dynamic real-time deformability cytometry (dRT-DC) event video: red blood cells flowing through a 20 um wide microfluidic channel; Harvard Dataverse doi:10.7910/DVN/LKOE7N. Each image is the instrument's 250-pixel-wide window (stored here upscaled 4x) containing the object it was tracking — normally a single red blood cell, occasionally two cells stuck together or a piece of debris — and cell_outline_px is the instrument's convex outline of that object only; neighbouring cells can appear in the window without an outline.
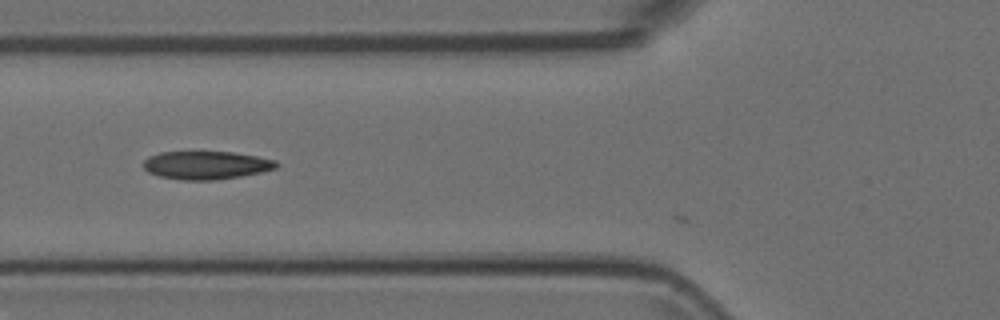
{"species": "Egyptian fruit bat (a non-hibernating species)", "species_latin": "Rousettus aegyptiacus", "temperature_condition": "room temperature", "stored_images_in_passage": 5, "camera_frame_rate_fps": 3000, "um_per_image_px": 0.085, "animal": {"sex": "female"}, "frame": {"image": 1, "passage_image": 2, "time_ms": 0.333, "image_size_px": [1000, 320], "cell_outline_px": [[280, 164], [276, 168], [260, 172], [240, 176], [212, 180], [184, 180], [160, 176], [148, 172], [144, 168], [144, 160], [148, 156], [160, 152], [232, 152], [256, 156], [276, 160]], "centroid_in_image_um": [17.53, 14.03], "position_along_channel_um": 108.3, "area_um2": 21.68}}